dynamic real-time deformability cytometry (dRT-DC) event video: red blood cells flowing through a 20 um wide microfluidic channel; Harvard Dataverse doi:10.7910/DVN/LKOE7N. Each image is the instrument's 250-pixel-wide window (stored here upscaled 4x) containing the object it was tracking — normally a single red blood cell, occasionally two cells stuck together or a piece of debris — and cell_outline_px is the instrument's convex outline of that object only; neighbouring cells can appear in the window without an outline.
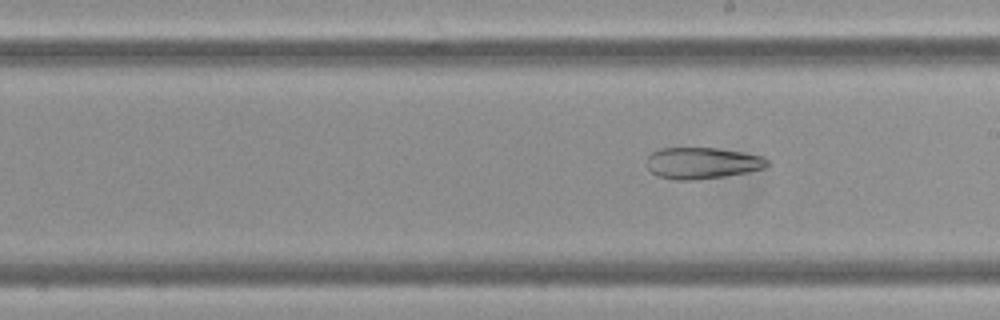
{"species": "Egyptian fruit bat (a non-hibernating species)", "species_latin": "Rousettus aegyptiacus", "temperature_condition": "cold", "stored_images_in_passage": 7, "camera_frame_rate_fps": 3000, "um_per_image_px": 0.085, "frame": {"image": 1, "passage_image": 7, "time_ms": 2.0, "image_size_px": [1000, 320], "cell_outline_px": [[768, 164], [764, 168], [724, 176], [692, 180], [672, 180], [656, 176], [648, 168], [648, 156], [652, 152], [660, 148], [716, 148], [740, 152], [760, 156], [768, 160]], "centroid_in_image_um": [59.63, 13.86], "position_along_channel_um": 229.4, "area_um2": 21.79}}